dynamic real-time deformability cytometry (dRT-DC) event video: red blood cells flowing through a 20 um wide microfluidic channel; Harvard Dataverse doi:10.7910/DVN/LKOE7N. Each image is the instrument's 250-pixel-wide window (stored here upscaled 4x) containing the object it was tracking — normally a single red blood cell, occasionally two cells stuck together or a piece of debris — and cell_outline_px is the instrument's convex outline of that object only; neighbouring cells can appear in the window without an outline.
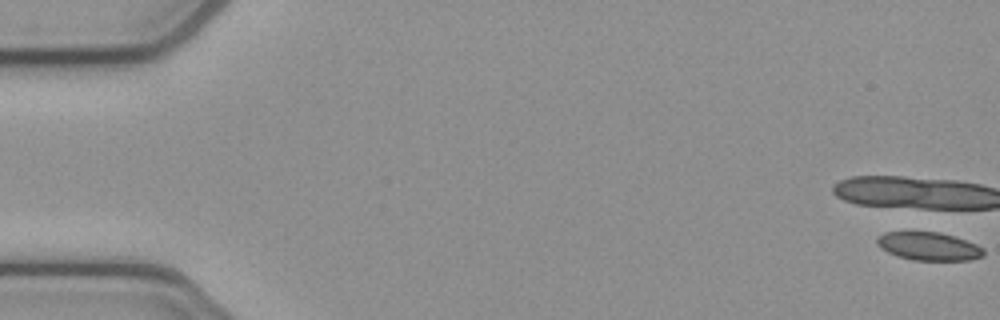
{"species": "common noctule bat (a hibernating species)", "species_latin": "Nyctalus noctula", "temperature_condition": "cold", "stored_images_in_passage": 54, "camera_frame_rate_fps": 3000, "um_per_image_px": 0.085, "animal": {"sex": "female", "body_mass_g": 21.9}, "frame": {"image": 1, "passage_image": 1, "time_ms": 0.0, "image_size_px": [1000, 320], "cell_outline_px": [[984, 256], [968, 260], [912, 260], [896, 256], [880, 248], [876, 244], [876, 236], [884, 232], [940, 232], [976, 244], [984, 248]], "centroid_in_image_um": [78.9, 20.93], "position_along_channel_um": 6.1, "area_um2": 17.57}}